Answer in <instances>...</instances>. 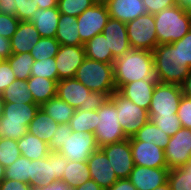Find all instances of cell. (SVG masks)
<instances>
[{
	"label": "cell",
	"mask_w": 191,
	"mask_h": 190,
	"mask_svg": "<svg viewBox=\"0 0 191 190\" xmlns=\"http://www.w3.org/2000/svg\"><path fill=\"white\" fill-rule=\"evenodd\" d=\"M113 71L117 90L133 81L156 79L153 53L148 50L131 49L115 59Z\"/></svg>",
	"instance_id": "6da1fadb"
},
{
	"label": "cell",
	"mask_w": 191,
	"mask_h": 190,
	"mask_svg": "<svg viewBox=\"0 0 191 190\" xmlns=\"http://www.w3.org/2000/svg\"><path fill=\"white\" fill-rule=\"evenodd\" d=\"M158 45L182 39L191 30V11L179 4L154 15Z\"/></svg>",
	"instance_id": "7a4b0ae2"
},
{
	"label": "cell",
	"mask_w": 191,
	"mask_h": 190,
	"mask_svg": "<svg viewBox=\"0 0 191 190\" xmlns=\"http://www.w3.org/2000/svg\"><path fill=\"white\" fill-rule=\"evenodd\" d=\"M56 96L81 111L97 110L109 98L107 94L91 91L75 77L59 80Z\"/></svg>",
	"instance_id": "3957f363"
},
{
	"label": "cell",
	"mask_w": 191,
	"mask_h": 190,
	"mask_svg": "<svg viewBox=\"0 0 191 190\" xmlns=\"http://www.w3.org/2000/svg\"><path fill=\"white\" fill-rule=\"evenodd\" d=\"M40 105L36 103H5L0 117V138L19 140L28 132L30 121Z\"/></svg>",
	"instance_id": "277c9868"
},
{
	"label": "cell",
	"mask_w": 191,
	"mask_h": 190,
	"mask_svg": "<svg viewBox=\"0 0 191 190\" xmlns=\"http://www.w3.org/2000/svg\"><path fill=\"white\" fill-rule=\"evenodd\" d=\"M75 78L94 92L110 95L115 92L113 64L85 58L77 69Z\"/></svg>",
	"instance_id": "5b68a950"
},
{
	"label": "cell",
	"mask_w": 191,
	"mask_h": 190,
	"mask_svg": "<svg viewBox=\"0 0 191 190\" xmlns=\"http://www.w3.org/2000/svg\"><path fill=\"white\" fill-rule=\"evenodd\" d=\"M152 53L154 73L158 82L180 86L191 68L179 65L177 49L171 43L162 44L157 45Z\"/></svg>",
	"instance_id": "8992f818"
},
{
	"label": "cell",
	"mask_w": 191,
	"mask_h": 190,
	"mask_svg": "<svg viewBox=\"0 0 191 190\" xmlns=\"http://www.w3.org/2000/svg\"><path fill=\"white\" fill-rule=\"evenodd\" d=\"M97 111V127L93 134L99 149L128 139L119 123L116 106L110 98Z\"/></svg>",
	"instance_id": "52a82bcc"
},
{
	"label": "cell",
	"mask_w": 191,
	"mask_h": 190,
	"mask_svg": "<svg viewBox=\"0 0 191 190\" xmlns=\"http://www.w3.org/2000/svg\"><path fill=\"white\" fill-rule=\"evenodd\" d=\"M109 98L116 106L119 123L128 139L133 137L144 124L150 121L148 110L137 106L117 90Z\"/></svg>",
	"instance_id": "ba28073f"
},
{
	"label": "cell",
	"mask_w": 191,
	"mask_h": 190,
	"mask_svg": "<svg viewBox=\"0 0 191 190\" xmlns=\"http://www.w3.org/2000/svg\"><path fill=\"white\" fill-rule=\"evenodd\" d=\"M127 36L132 49L153 51L158 45L155 18L152 14H143L126 23Z\"/></svg>",
	"instance_id": "9c48e42d"
},
{
	"label": "cell",
	"mask_w": 191,
	"mask_h": 190,
	"mask_svg": "<svg viewBox=\"0 0 191 190\" xmlns=\"http://www.w3.org/2000/svg\"><path fill=\"white\" fill-rule=\"evenodd\" d=\"M182 96L179 85L157 82L148 109L149 117L177 114Z\"/></svg>",
	"instance_id": "30bf717a"
},
{
	"label": "cell",
	"mask_w": 191,
	"mask_h": 190,
	"mask_svg": "<svg viewBox=\"0 0 191 190\" xmlns=\"http://www.w3.org/2000/svg\"><path fill=\"white\" fill-rule=\"evenodd\" d=\"M98 149L93 133L72 131L67 132V137L57 152L69 161L87 162L92 153Z\"/></svg>",
	"instance_id": "8fae6325"
},
{
	"label": "cell",
	"mask_w": 191,
	"mask_h": 190,
	"mask_svg": "<svg viewBox=\"0 0 191 190\" xmlns=\"http://www.w3.org/2000/svg\"><path fill=\"white\" fill-rule=\"evenodd\" d=\"M110 15L103 0H98L90 8L77 17L78 31L81 41L85 44L95 35L103 32Z\"/></svg>",
	"instance_id": "7c38bea8"
},
{
	"label": "cell",
	"mask_w": 191,
	"mask_h": 190,
	"mask_svg": "<svg viewBox=\"0 0 191 190\" xmlns=\"http://www.w3.org/2000/svg\"><path fill=\"white\" fill-rule=\"evenodd\" d=\"M68 162L69 160L58 152H51L46 158L33 160L34 188L61 180Z\"/></svg>",
	"instance_id": "4fadbf2b"
},
{
	"label": "cell",
	"mask_w": 191,
	"mask_h": 190,
	"mask_svg": "<svg viewBox=\"0 0 191 190\" xmlns=\"http://www.w3.org/2000/svg\"><path fill=\"white\" fill-rule=\"evenodd\" d=\"M166 166L174 169L184 166L191 159V129L181 127L164 149Z\"/></svg>",
	"instance_id": "5bb4252c"
},
{
	"label": "cell",
	"mask_w": 191,
	"mask_h": 190,
	"mask_svg": "<svg viewBox=\"0 0 191 190\" xmlns=\"http://www.w3.org/2000/svg\"><path fill=\"white\" fill-rule=\"evenodd\" d=\"M107 156L118 179L129 178L135 164L132 158L130 140L112 143L100 148Z\"/></svg>",
	"instance_id": "9a60e30c"
},
{
	"label": "cell",
	"mask_w": 191,
	"mask_h": 190,
	"mask_svg": "<svg viewBox=\"0 0 191 190\" xmlns=\"http://www.w3.org/2000/svg\"><path fill=\"white\" fill-rule=\"evenodd\" d=\"M134 164L149 168H167L164 149L155 144L129 138Z\"/></svg>",
	"instance_id": "2e32d148"
},
{
	"label": "cell",
	"mask_w": 191,
	"mask_h": 190,
	"mask_svg": "<svg viewBox=\"0 0 191 190\" xmlns=\"http://www.w3.org/2000/svg\"><path fill=\"white\" fill-rule=\"evenodd\" d=\"M85 58L84 46L60 45L58 53L55 56L58 81L74 78L77 69Z\"/></svg>",
	"instance_id": "e0dca14e"
},
{
	"label": "cell",
	"mask_w": 191,
	"mask_h": 190,
	"mask_svg": "<svg viewBox=\"0 0 191 190\" xmlns=\"http://www.w3.org/2000/svg\"><path fill=\"white\" fill-rule=\"evenodd\" d=\"M87 164L91 179L104 190L110 188L118 180L106 154L101 149L92 153Z\"/></svg>",
	"instance_id": "ac0fdd59"
},
{
	"label": "cell",
	"mask_w": 191,
	"mask_h": 190,
	"mask_svg": "<svg viewBox=\"0 0 191 190\" xmlns=\"http://www.w3.org/2000/svg\"><path fill=\"white\" fill-rule=\"evenodd\" d=\"M102 33L115 59L132 49L127 36L126 23L110 17Z\"/></svg>",
	"instance_id": "d6986e66"
},
{
	"label": "cell",
	"mask_w": 191,
	"mask_h": 190,
	"mask_svg": "<svg viewBox=\"0 0 191 190\" xmlns=\"http://www.w3.org/2000/svg\"><path fill=\"white\" fill-rule=\"evenodd\" d=\"M168 168H149L135 165L129 180L137 190H153L168 181Z\"/></svg>",
	"instance_id": "ffe728a7"
},
{
	"label": "cell",
	"mask_w": 191,
	"mask_h": 190,
	"mask_svg": "<svg viewBox=\"0 0 191 190\" xmlns=\"http://www.w3.org/2000/svg\"><path fill=\"white\" fill-rule=\"evenodd\" d=\"M157 79L133 81L122 85L117 91L137 106L149 109Z\"/></svg>",
	"instance_id": "44dd1931"
},
{
	"label": "cell",
	"mask_w": 191,
	"mask_h": 190,
	"mask_svg": "<svg viewBox=\"0 0 191 190\" xmlns=\"http://www.w3.org/2000/svg\"><path fill=\"white\" fill-rule=\"evenodd\" d=\"M111 18L127 23L147 14L143 0H103Z\"/></svg>",
	"instance_id": "7402d4cb"
},
{
	"label": "cell",
	"mask_w": 191,
	"mask_h": 190,
	"mask_svg": "<svg viewBox=\"0 0 191 190\" xmlns=\"http://www.w3.org/2000/svg\"><path fill=\"white\" fill-rule=\"evenodd\" d=\"M40 38L38 30L31 21H20L17 31L10 39L12 53H30Z\"/></svg>",
	"instance_id": "603a6c76"
},
{
	"label": "cell",
	"mask_w": 191,
	"mask_h": 190,
	"mask_svg": "<svg viewBox=\"0 0 191 190\" xmlns=\"http://www.w3.org/2000/svg\"><path fill=\"white\" fill-rule=\"evenodd\" d=\"M60 18L58 7L38 9L33 13L31 22L41 37L55 38Z\"/></svg>",
	"instance_id": "cb8c5ba5"
},
{
	"label": "cell",
	"mask_w": 191,
	"mask_h": 190,
	"mask_svg": "<svg viewBox=\"0 0 191 190\" xmlns=\"http://www.w3.org/2000/svg\"><path fill=\"white\" fill-rule=\"evenodd\" d=\"M78 30L77 17L60 13L55 35L60 45L84 46Z\"/></svg>",
	"instance_id": "d4e9b609"
},
{
	"label": "cell",
	"mask_w": 191,
	"mask_h": 190,
	"mask_svg": "<svg viewBox=\"0 0 191 190\" xmlns=\"http://www.w3.org/2000/svg\"><path fill=\"white\" fill-rule=\"evenodd\" d=\"M27 84L34 103L40 106L56 96L57 82L52 79L30 76L27 79Z\"/></svg>",
	"instance_id": "484cf974"
},
{
	"label": "cell",
	"mask_w": 191,
	"mask_h": 190,
	"mask_svg": "<svg viewBox=\"0 0 191 190\" xmlns=\"http://www.w3.org/2000/svg\"><path fill=\"white\" fill-rule=\"evenodd\" d=\"M58 126L59 123L39 108L36 116L30 121L28 132L48 144Z\"/></svg>",
	"instance_id": "4316f807"
},
{
	"label": "cell",
	"mask_w": 191,
	"mask_h": 190,
	"mask_svg": "<svg viewBox=\"0 0 191 190\" xmlns=\"http://www.w3.org/2000/svg\"><path fill=\"white\" fill-rule=\"evenodd\" d=\"M17 145L21 151V155L29 160L46 158L51 153L47 143L29 132L17 141Z\"/></svg>",
	"instance_id": "83f0119b"
},
{
	"label": "cell",
	"mask_w": 191,
	"mask_h": 190,
	"mask_svg": "<svg viewBox=\"0 0 191 190\" xmlns=\"http://www.w3.org/2000/svg\"><path fill=\"white\" fill-rule=\"evenodd\" d=\"M86 57L89 59L113 64L115 58L112 55L103 33L95 35L92 39L84 44Z\"/></svg>",
	"instance_id": "f1b7e54d"
},
{
	"label": "cell",
	"mask_w": 191,
	"mask_h": 190,
	"mask_svg": "<svg viewBox=\"0 0 191 190\" xmlns=\"http://www.w3.org/2000/svg\"><path fill=\"white\" fill-rule=\"evenodd\" d=\"M5 179L22 181L34 188L33 160L21 155L15 162L5 168Z\"/></svg>",
	"instance_id": "f546056e"
},
{
	"label": "cell",
	"mask_w": 191,
	"mask_h": 190,
	"mask_svg": "<svg viewBox=\"0 0 191 190\" xmlns=\"http://www.w3.org/2000/svg\"><path fill=\"white\" fill-rule=\"evenodd\" d=\"M40 108L59 124H69L76 110L57 96L43 103Z\"/></svg>",
	"instance_id": "4dcf8cb0"
},
{
	"label": "cell",
	"mask_w": 191,
	"mask_h": 190,
	"mask_svg": "<svg viewBox=\"0 0 191 190\" xmlns=\"http://www.w3.org/2000/svg\"><path fill=\"white\" fill-rule=\"evenodd\" d=\"M63 171L64 174L61 180L67 183L72 189L91 180L87 162L69 161Z\"/></svg>",
	"instance_id": "1f68e13d"
},
{
	"label": "cell",
	"mask_w": 191,
	"mask_h": 190,
	"mask_svg": "<svg viewBox=\"0 0 191 190\" xmlns=\"http://www.w3.org/2000/svg\"><path fill=\"white\" fill-rule=\"evenodd\" d=\"M5 103H34L32 94L28 89L27 80H14L3 92Z\"/></svg>",
	"instance_id": "d6a6232c"
},
{
	"label": "cell",
	"mask_w": 191,
	"mask_h": 190,
	"mask_svg": "<svg viewBox=\"0 0 191 190\" xmlns=\"http://www.w3.org/2000/svg\"><path fill=\"white\" fill-rule=\"evenodd\" d=\"M138 141H145L165 149L170 136L158 128L151 120L144 124L133 136Z\"/></svg>",
	"instance_id": "836d02e7"
},
{
	"label": "cell",
	"mask_w": 191,
	"mask_h": 190,
	"mask_svg": "<svg viewBox=\"0 0 191 190\" xmlns=\"http://www.w3.org/2000/svg\"><path fill=\"white\" fill-rule=\"evenodd\" d=\"M97 115V110H75L74 115L69 121V126L72 131L93 133L97 127Z\"/></svg>",
	"instance_id": "e575fe53"
},
{
	"label": "cell",
	"mask_w": 191,
	"mask_h": 190,
	"mask_svg": "<svg viewBox=\"0 0 191 190\" xmlns=\"http://www.w3.org/2000/svg\"><path fill=\"white\" fill-rule=\"evenodd\" d=\"M7 60L17 79L27 80L31 76V67L35 60L30 53H12Z\"/></svg>",
	"instance_id": "d590c367"
},
{
	"label": "cell",
	"mask_w": 191,
	"mask_h": 190,
	"mask_svg": "<svg viewBox=\"0 0 191 190\" xmlns=\"http://www.w3.org/2000/svg\"><path fill=\"white\" fill-rule=\"evenodd\" d=\"M60 48V43L56 38L41 37L30 51L34 60H42L55 57Z\"/></svg>",
	"instance_id": "8d00e7d4"
},
{
	"label": "cell",
	"mask_w": 191,
	"mask_h": 190,
	"mask_svg": "<svg viewBox=\"0 0 191 190\" xmlns=\"http://www.w3.org/2000/svg\"><path fill=\"white\" fill-rule=\"evenodd\" d=\"M31 76L45 77L58 82V71L55 57L42 60H35L31 67Z\"/></svg>",
	"instance_id": "74e56055"
},
{
	"label": "cell",
	"mask_w": 191,
	"mask_h": 190,
	"mask_svg": "<svg viewBox=\"0 0 191 190\" xmlns=\"http://www.w3.org/2000/svg\"><path fill=\"white\" fill-rule=\"evenodd\" d=\"M21 156L17 140L0 138V163L6 168Z\"/></svg>",
	"instance_id": "f35d334b"
},
{
	"label": "cell",
	"mask_w": 191,
	"mask_h": 190,
	"mask_svg": "<svg viewBox=\"0 0 191 190\" xmlns=\"http://www.w3.org/2000/svg\"><path fill=\"white\" fill-rule=\"evenodd\" d=\"M98 0H58L57 7L60 13L78 17Z\"/></svg>",
	"instance_id": "ab89813d"
},
{
	"label": "cell",
	"mask_w": 191,
	"mask_h": 190,
	"mask_svg": "<svg viewBox=\"0 0 191 190\" xmlns=\"http://www.w3.org/2000/svg\"><path fill=\"white\" fill-rule=\"evenodd\" d=\"M168 182L172 190H191V174L183 167L169 169Z\"/></svg>",
	"instance_id": "60d3db41"
},
{
	"label": "cell",
	"mask_w": 191,
	"mask_h": 190,
	"mask_svg": "<svg viewBox=\"0 0 191 190\" xmlns=\"http://www.w3.org/2000/svg\"><path fill=\"white\" fill-rule=\"evenodd\" d=\"M171 44L177 49L179 65L191 68V30L182 39Z\"/></svg>",
	"instance_id": "b9f144b4"
},
{
	"label": "cell",
	"mask_w": 191,
	"mask_h": 190,
	"mask_svg": "<svg viewBox=\"0 0 191 190\" xmlns=\"http://www.w3.org/2000/svg\"><path fill=\"white\" fill-rule=\"evenodd\" d=\"M150 120L169 136H173L181 128V122L177 114H172L171 116H152Z\"/></svg>",
	"instance_id": "7bdbcfd3"
},
{
	"label": "cell",
	"mask_w": 191,
	"mask_h": 190,
	"mask_svg": "<svg viewBox=\"0 0 191 190\" xmlns=\"http://www.w3.org/2000/svg\"><path fill=\"white\" fill-rule=\"evenodd\" d=\"M16 17L20 21H31L32 15L38 10L37 0H15Z\"/></svg>",
	"instance_id": "ee69618b"
},
{
	"label": "cell",
	"mask_w": 191,
	"mask_h": 190,
	"mask_svg": "<svg viewBox=\"0 0 191 190\" xmlns=\"http://www.w3.org/2000/svg\"><path fill=\"white\" fill-rule=\"evenodd\" d=\"M20 20L11 14L0 13V35L11 39L17 31Z\"/></svg>",
	"instance_id": "f6af8a7d"
},
{
	"label": "cell",
	"mask_w": 191,
	"mask_h": 190,
	"mask_svg": "<svg viewBox=\"0 0 191 190\" xmlns=\"http://www.w3.org/2000/svg\"><path fill=\"white\" fill-rule=\"evenodd\" d=\"M67 132H72L69 124H59L57 130L54 132L51 140L48 143L51 152H57L63 145V141L67 137Z\"/></svg>",
	"instance_id": "bcb514c9"
},
{
	"label": "cell",
	"mask_w": 191,
	"mask_h": 190,
	"mask_svg": "<svg viewBox=\"0 0 191 190\" xmlns=\"http://www.w3.org/2000/svg\"><path fill=\"white\" fill-rule=\"evenodd\" d=\"M177 115L181 122V127L191 129V98L182 96Z\"/></svg>",
	"instance_id": "7dc6e473"
},
{
	"label": "cell",
	"mask_w": 191,
	"mask_h": 190,
	"mask_svg": "<svg viewBox=\"0 0 191 190\" xmlns=\"http://www.w3.org/2000/svg\"><path fill=\"white\" fill-rule=\"evenodd\" d=\"M16 79L8 60L3 59L0 62V94Z\"/></svg>",
	"instance_id": "c3c4849f"
},
{
	"label": "cell",
	"mask_w": 191,
	"mask_h": 190,
	"mask_svg": "<svg viewBox=\"0 0 191 190\" xmlns=\"http://www.w3.org/2000/svg\"><path fill=\"white\" fill-rule=\"evenodd\" d=\"M147 13L155 15L160 11L178 4V0H143Z\"/></svg>",
	"instance_id": "681fc988"
},
{
	"label": "cell",
	"mask_w": 191,
	"mask_h": 190,
	"mask_svg": "<svg viewBox=\"0 0 191 190\" xmlns=\"http://www.w3.org/2000/svg\"><path fill=\"white\" fill-rule=\"evenodd\" d=\"M0 190H34V188L22 181L4 179L0 183Z\"/></svg>",
	"instance_id": "f907efd6"
},
{
	"label": "cell",
	"mask_w": 191,
	"mask_h": 190,
	"mask_svg": "<svg viewBox=\"0 0 191 190\" xmlns=\"http://www.w3.org/2000/svg\"><path fill=\"white\" fill-rule=\"evenodd\" d=\"M34 190H73L70 186L62 180H57L50 185L37 186Z\"/></svg>",
	"instance_id": "816d5d0a"
},
{
	"label": "cell",
	"mask_w": 191,
	"mask_h": 190,
	"mask_svg": "<svg viewBox=\"0 0 191 190\" xmlns=\"http://www.w3.org/2000/svg\"><path fill=\"white\" fill-rule=\"evenodd\" d=\"M106 190H137L132 182L126 179H118L110 188Z\"/></svg>",
	"instance_id": "f5cc1de1"
},
{
	"label": "cell",
	"mask_w": 191,
	"mask_h": 190,
	"mask_svg": "<svg viewBox=\"0 0 191 190\" xmlns=\"http://www.w3.org/2000/svg\"><path fill=\"white\" fill-rule=\"evenodd\" d=\"M12 54L10 39L0 35V57L7 59Z\"/></svg>",
	"instance_id": "db71d44e"
},
{
	"label": "cell",
	"mask_w": 191,
	"mask_h": 190,
	"mask_svg": "<svg viewBox=\"0 0 191 190\" xmlns=\"http://www.w3.org/2000/svg\"><path fill=\"white\" fill-rule=\"evenodd\" d=\"M1 13L16 15L15 0H0Z\"/></svg>",
	"instance_id": "11a10c76"
},
{
	"label": "cell",
	"mask_w": 191,
	"mask_h": 190,
	"mask_svg": "<svg viewBox=\"0 0 191 190\" xmlns=\"http://www.w3.org/2000/svg\"><path fill=\"white\" fill-rule=\"evenodd\" d=\"M182 95L191 98V69L189 71V74L185 77L183 82L180 85Z\"/></svg>",
	"instance_id": "9f6ffc18"
},
{
	"label": "cell",
	"mask_w": 191,
	"mask_h": 190,
	"mask_svg": "<svg viewBox=\"0 0 191 190\" xmlns=\"http://www.w3.org/2000/svg\"><path fill=\"white\" fill-rule=\"evenodd\" d=\"M73 190H104L102 187H100L94 180H88L83 184L78 185Z\"/></svg>",
	"instance_id": "6f0895ef"
},
{
	"label": "cell",
	"mask_w": 191,
	"mask_h": 190,
	"mask_svg": "<svg viewBox=\"0 0 191 190\" xmlns=\"http://www.w3.org/2000/svg\"><path fill=\"white\" fill-rule=\"evenodd\" d=\"M58 0H37L38 9L57 7Z\"/></svg>",
	"instance_id": "680465c9"
},
{
	"label": "cell",
	"mask_w": 191,
	"mask_h": 190,
	"mask_svg": "<svg viewBox=\"0 0 191 190\" xmlns=\"http://www.w3.org/2000/svg\"><path fill=\"white\" fill-rule=\"evenodd\" d=\"M178 4L185 10L191 11V0H178Z\"/></svg>",
	"instance_id": "91938a15"
},
{
	"label": "cell",
	"mask_w": 191,
	"mask_h": 190,
	"mask_svg": "<svg viewBox=\"0 0 191 190\" xmlns=\"http://www.w3.org/2000/svg\"><path fill=\"white\" fill-rule=\"evenodd\" d=\"M153 190H172V188H171L169 182L167 181L163 185L158 186V187L154 188Z\"/></svg>",
	"instance_id": "94428289"
},
{
	"label": "cell",
	"mask_w": 191,
	"mask_h": 190,
	"mask_svg": "<svg viewBox=\"0 0 191 190\" xmlns=\"http://www.w3.org/2000/svg\"><path fill=\"white\" fill-rule=\"evenodd\" d=\"M5 107V101L2 98V94H0V117L3 115Z\"/></svg>",
	"instance_id": "6125c7cd"
},
{
	"label": "cell",
	"mask_w": 191,
	"mask_h": 190,
	"mask_svg": "<svg viewBox=\"0 0 191 190\" xmlns=\"http://www.w3.org/2000/svg\"><path fill=\"white\" fill-rule=\"evenodd\" d=\"M5 179V167L0 163V183Z\"/></svg>",
	"instance_id": "be15d7a7"
},
{
	"label": "cell",
	"mask_w": 191,
	"mask_h": 190,
	"mask_svg": "<svg viewBox=\"0 0 191 190\" xmlns=\"http://www.w3.org/2000/svg\"><path fill=\"white\" fill-rule=\"evenodd\" d=\"M185 170L189 171L191 174V159L188 163H186L184 166H182Z\"/></svg>",
	"instance_id": "e7e4bbea"
}]
</instances>
